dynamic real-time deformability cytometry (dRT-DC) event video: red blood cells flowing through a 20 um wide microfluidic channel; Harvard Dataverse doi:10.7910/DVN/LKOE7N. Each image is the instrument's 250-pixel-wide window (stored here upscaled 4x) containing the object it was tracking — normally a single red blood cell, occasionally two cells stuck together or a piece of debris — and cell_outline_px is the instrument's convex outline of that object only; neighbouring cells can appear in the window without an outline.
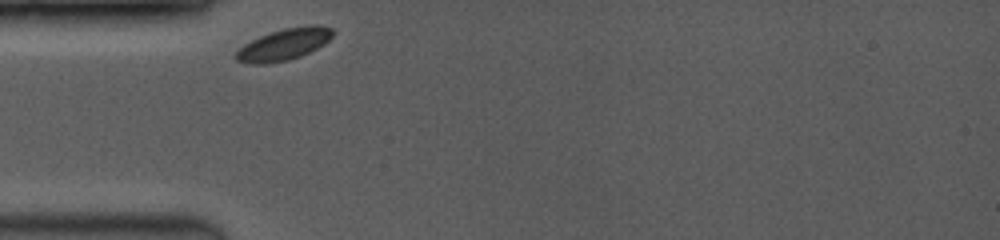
{"species": "common noctule bat (a hibernating species)", "species_latin": "Nyctalus noctula", "temperature_condition": "room temperature", "stored_images_in_passage": 27, "camera_frame_rate_fps": 3500, "um_per_image_px": 0.085, "animal": {"sex": "female", "body_mass_g": 19.0, "forearm_length_mm": 53.3}, "frame": {"image": 1, "passage_image": 1, "time_ms": 0.0, "image_size_px": [1000, 240], "cell_outline_px": [[332, 36], [324, 44], [300, 56], [288, 60], [264, 64], [252, 64], [236, 60], [232, 56], [244, 44], [260, 36], [284, 28], [308, 24], [320, 24], [332, 28]], "centroid_in_image_um": [24.13, 3.76], "position_along_channel_um": 60.9, "area_um2": 17.8}}
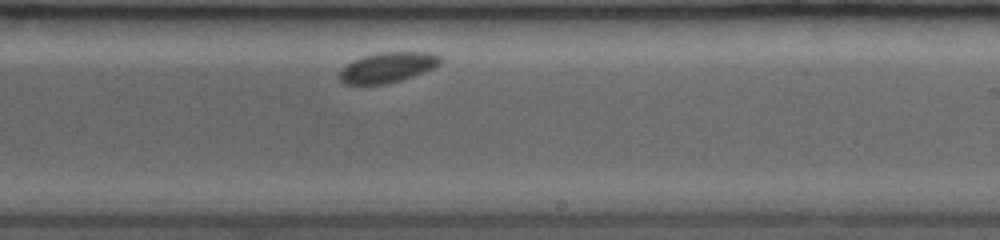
{"frame": {"image": 2, "passage_image": 16, "time_ms": 5.429, "image_size_px": [1000, 240], "cell_outline_px": [[444, 60], [436, 68], [400, 80], [384, 84], [344, 84], [340, 80], [340, 68], [352, 60], [364, 56], [380, 52], [432, 52], [440, 56]], "centroid_in_image_um": [32.98, 5.71], "position_along_channel_um": 256.0, "area_um2": 17.92}}
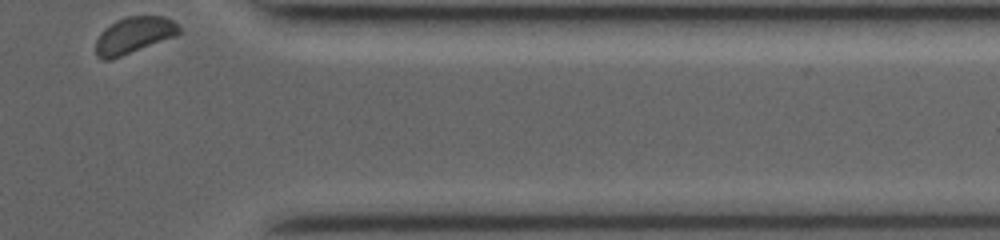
{"frame": {"image": 3, "passage_image": 27, "time_ms": 9.429, "image_size_px": [1000, 240], "cell_outline_px": [[180, 32], [176, 36], [120, 56], [108, 60], [100, 60], [96, 56], [96, 40], [104, 28], [116, 20], [124, 16], [164, 16], [172, 20], [180, 28]], "centroid_in_image_um": [11.36, 2.98], "position_along_channel_um": 400.0, "area_um2": 17.63}}